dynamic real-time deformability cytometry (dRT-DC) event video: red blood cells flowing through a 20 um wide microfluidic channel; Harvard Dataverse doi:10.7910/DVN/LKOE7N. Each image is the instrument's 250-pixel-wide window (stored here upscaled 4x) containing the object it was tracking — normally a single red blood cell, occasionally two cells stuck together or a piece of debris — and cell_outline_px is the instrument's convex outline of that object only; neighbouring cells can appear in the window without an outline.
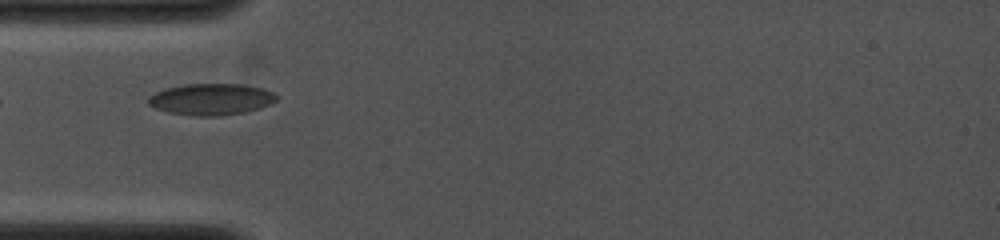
{"species": "common noctule bat (a hibernating species)", "species_latin": "Nyctalus noctula", "temperature_condition": "cold", "stored_images_in_passage": 40, "camera_frame_rate_fps": 4000, "um_per_image_px": 0.085, "animal": {"sex": "female", "body_mass_g": 19.0, "forearm_length_mm": 53.3}, "frame": {"image": 1, "passage_image": 6, "time_ms": 0.75, "image_size_px": [1000, 240], "cell_outline_px": [[280, 96], [272, 104], [260, 108], [244, 112], [220, 116], [196, 116], [168, 112], [156, 108], [148, 104], [148, 96], [164, 88], [184, 84], [240, 84], [260, 88], [276, 92]], "centroid_in_image_um": [17.97, 8.43], "position_along_channel_um": 67.0, "area_um2": 23.7}}
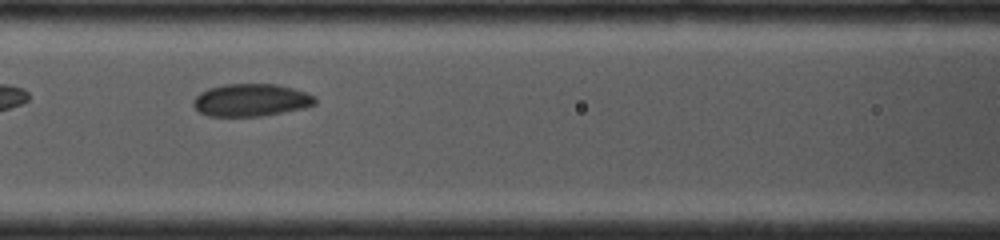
{"frame": {"image": 2, "passage_image": 17, "time_ms": 2.5, "image_size_px": [1000, 240], "cell_outline_px": [[316, 104], [304, 108], [260, 116], [208, 116], [200, 112], [192, 104], [192, 100], [200, 92], [208, 88], [224, 84], [276, 84], [308, 92], [316, 96]], "centroid_in_image_um": [21.34, 8.5], "position_along_channel_um": 145.3, "area_um2": 23.18}}